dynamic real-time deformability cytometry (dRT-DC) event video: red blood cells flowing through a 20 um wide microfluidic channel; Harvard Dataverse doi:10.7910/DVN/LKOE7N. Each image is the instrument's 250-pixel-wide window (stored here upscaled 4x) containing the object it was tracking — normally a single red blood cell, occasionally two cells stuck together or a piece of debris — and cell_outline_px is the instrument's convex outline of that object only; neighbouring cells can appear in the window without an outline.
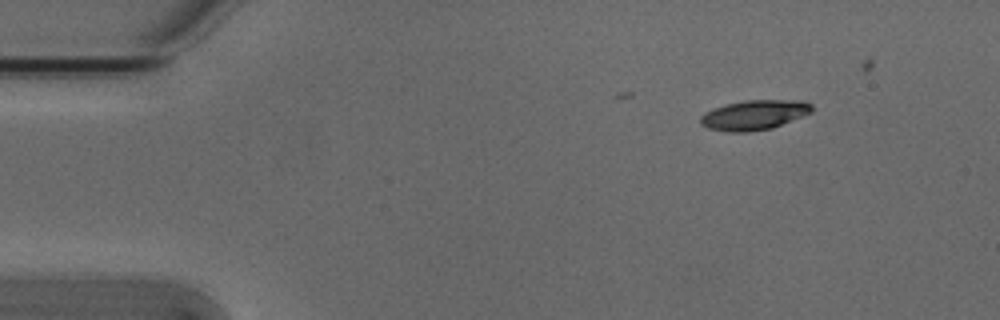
{"species": "Egyptian fruit bat (a non-hibernating species)", "species_latin": "Rousettus aegyptiacus", "temperature_condition": "cold", "stored_images_in_passage": 3, "camera_frame_rate_fps": 3000, "um_per_image_px": 0.085, "animal": {"sex": "male"}, "frame": {"image": 1, "passage_image": 1, "time_ms": 0.0, "image_size_px": [1000, 320], "cell_outline_px": [[812, 112], [772, 128], [748, 132], [728, 132], [708, 128], [700, 124], [700, 116], [704, 112], [728, 104], [744, 100], [804, 100], [812, 104]], "centroid_in_image_um": [64.11, 9.77], "position_along_channel_um": 20.9, "area_um2": 19.31}}